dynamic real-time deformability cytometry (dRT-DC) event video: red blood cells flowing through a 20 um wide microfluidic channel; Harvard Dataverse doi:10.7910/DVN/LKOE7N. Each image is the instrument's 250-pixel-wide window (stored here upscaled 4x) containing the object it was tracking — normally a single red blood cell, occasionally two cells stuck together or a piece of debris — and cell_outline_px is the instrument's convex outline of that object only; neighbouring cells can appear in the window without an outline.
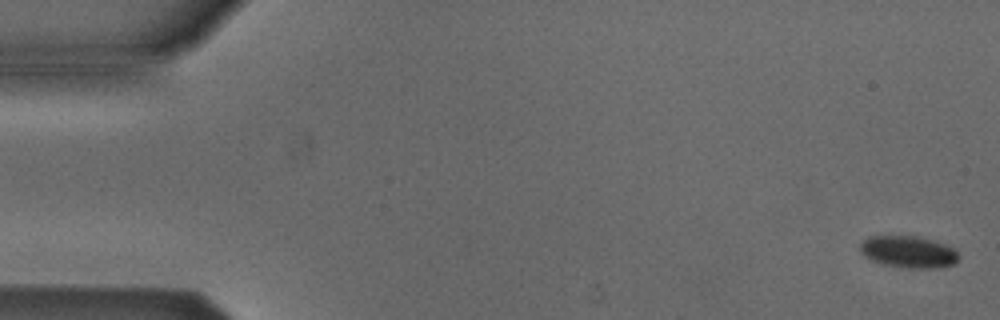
{"species": "Egyptian fruit bat (a non-hibernating species)", "species_latin": "Rousettus aegyptiacus", "temperature_condition": "cold", "stored_images_in_passage": 4, "camera_frame_rate_fps": 3000, "um_per_image_px": 0.085, "animal": {"sex": "male"}, "frame": {"image": 1, "passage_image": 1, "time_ms": 0.0, "image_size_px": [1000, 320], "cell_outline_px": [[960, 256], [956, 264], [940, 268], [908, 268], [884, 264], [872, 260], [864, 256], [860, 252], [860, 244], [868, 236], [916, 236], [932, 240], [944, 244], [952, 248]], "centroid_in_image_um": [77.23, 21.41], "position_along_channel_um": 7.8, "area_um2": 18.32}}
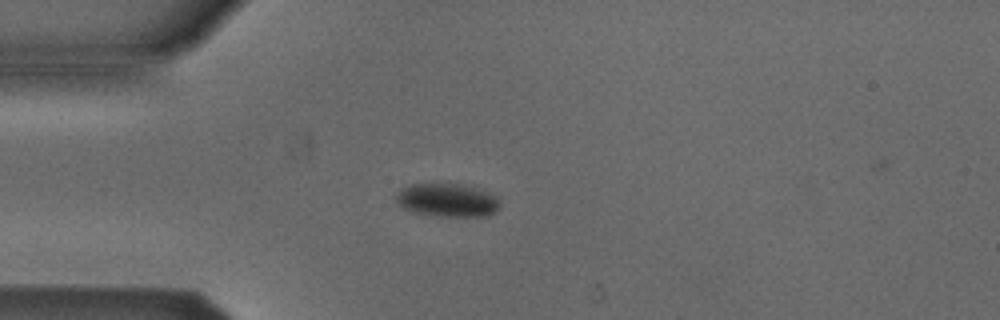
{"frame": {"image": 2, "passage_image": 4, "time_ms": 4.333, "image_size_px": [1000, 320], "cell_outline_px": [[500, 204], [496, 212], [488, 216], [436, 216], [412, 212], [400, 208], [396, 200], [396, 196], [400, 188], [412, 184], [460, 184], [496, 196], [500, 200]], "centroid_in_image_um": [37.98, 17.03], "position_along_channel_um": 47.0, "area_um2": 20.11}}